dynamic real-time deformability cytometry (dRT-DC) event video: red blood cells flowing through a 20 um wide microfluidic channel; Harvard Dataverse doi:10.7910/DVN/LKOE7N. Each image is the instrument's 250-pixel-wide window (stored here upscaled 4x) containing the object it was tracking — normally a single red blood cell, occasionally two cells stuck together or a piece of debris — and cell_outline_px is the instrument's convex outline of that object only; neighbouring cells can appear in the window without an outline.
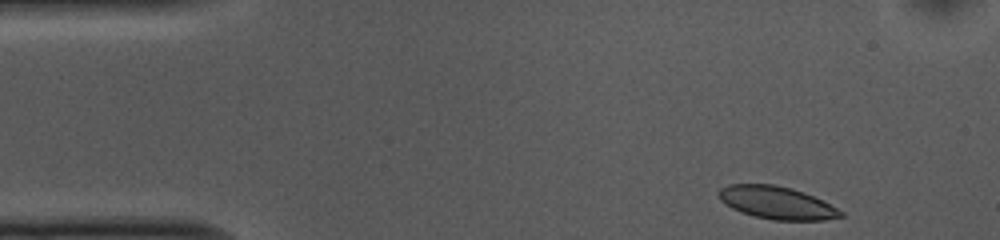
{"species": "common noctule bat (a hibernating species)", "species_latin": "Nyctalus noctula", "temperature_condition": "cold", "stored_images_in_passage": 40, "camera_frame_rate_fps": 3000, "um_per_image_px": 0.085, "animal": {"sex": "female", "body_mass_g": 10.0, "forearm_length_mm": 53.1}, "frame": {"image": 1, "passage_image": 1, "time_ms": 0.0, "image_size_px": [1000, 240], "cell_outline_px": [[844, 216], [824, 220], [772, 220], [740, 212], [732, 208], [720, 200], [716, 192], [720, 188], [728, 184], [776, 184], [792, 188], [804, 192], [844, 212]], "centroid_in_image_um": [65.98, 17.22], "position_along_channel_um": 19.0, "area_um2": 23.18}}
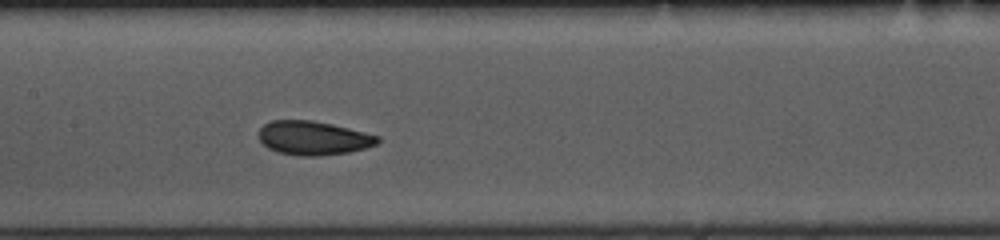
{"frame": {"image": 2, "passage_image": 20, "time_ms": 6.333, "image_size_px": [1000, 240], "cell_outline_px": [[380, 140], [376, 144], [364, 148], [348, 152], [320, 156], [296, 156], [280, 152], [268, 148], [260, 140], [260, 128], [264, 124], [272, 120], [312, 120], [332, 124], [380, 136]], "centroid_in_image_um": [26.63, 11.73], "position_along_channel_um": 180.8, "area_um2": 23.35}}
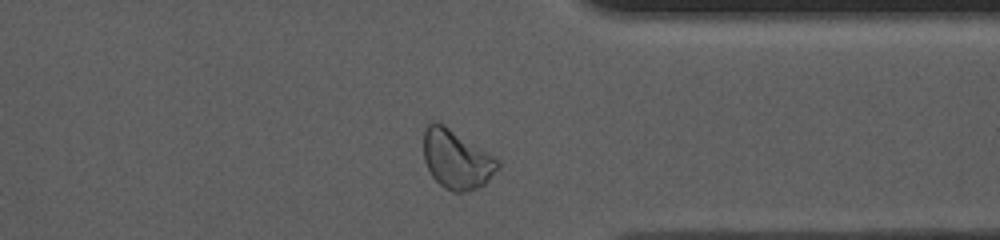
{"frame": {"image": 3, "passage_image": 36, "time_ms": 11.667, "image_size_px": [1000, 240], "cell_outline_px": [[500, 168], [484, 184], [476, 188], [464, 192], [452, 192], [444, 188], [432, 176], [424, 160], [424, 124], [436, 120], [444, 124], [500, 160]], "centroid_in_image_um": [38.79, 13.52], "position_along_channel_um": 372.6, "area_um2": 25.61}, "authors_computed_cell_mechanics": {"area_um2": 23.3223, "velocity_mm_per_s": 3.7029, "shape_relaxation_time_tau1_ms": 3.0917, "shape_relaxation_time_tau2_ms": 1.2196, "deformation_change_tau1": 0.1084, "deformation_change_tau2": 0.0659}}